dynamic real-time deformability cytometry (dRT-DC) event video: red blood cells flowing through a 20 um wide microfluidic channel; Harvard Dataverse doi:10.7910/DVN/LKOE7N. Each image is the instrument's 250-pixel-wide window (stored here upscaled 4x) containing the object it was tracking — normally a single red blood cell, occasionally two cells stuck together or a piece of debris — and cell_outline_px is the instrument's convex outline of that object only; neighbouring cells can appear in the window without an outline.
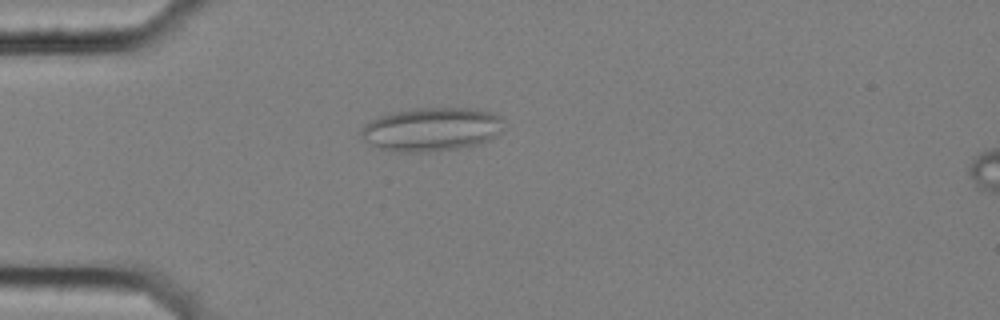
{"species": "common noctule bat (a hibernating species)", "species_latin": "Nyctalus noctula", "temperature_condition": "cold", "stored_images_in_passage": 57, "camera_frame_rate_fps": 3000, "um_per_image_px": 0.085, "animal": {"sex": "female", "body_mass_g": 25.1}, "frame": {"image": 1, "passage_image": 16, "time_ms": 5.0, "image_size_px": [1000, 320], "cell_outline_px": [[504, 132], [480, 144], [456, 148], [420, 152], [400, 152], [380, 148], [364, 140], [360, 136], [360, 128], [364, 124], [380, 116], [392, 112], [412, 108], [476, 108], [496, 112], [504, 120]], "centroid_in_image_um": [36.74, 10.97], "position_along_channel_um": 48.3, "area_um2": 36.7}}
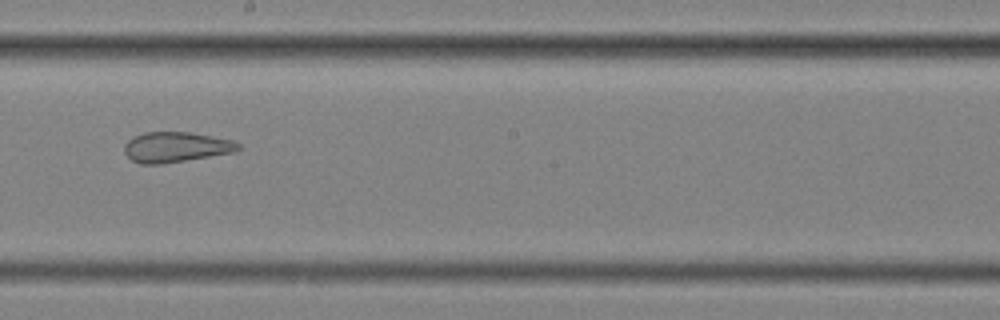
{"frame": {"image": 2, "passage_image": 33, "time_ms": 10.667, "image_size_px": [1000, 320], "cell_outline_px": [[244, 148], [236, 152], [160, 164], [140, 164], [132, 160], [124, 152], [124, 144], [132, 136], [144, 132], [188, 132], [232, 140], [240, 144]], "centroid_in_image_um": [14.95, 12.5], "position_along_channel_um": 233.2, "area_um2": 20.17}}
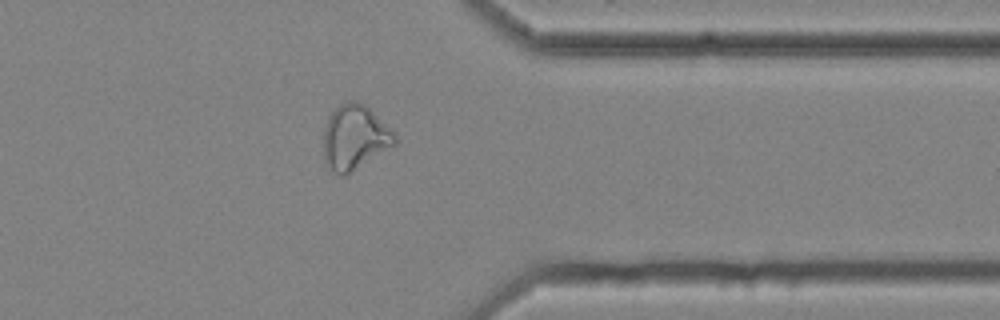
{"frame": {"image": 3, "passage_image": 46, "time_ms": 15.0, "image_size_px": [1000, 320], "cell_outline_px": [[396, 144], [344, 176], [340, 176], [332, 172], [324, 160], [324, 128], [328, 116], [340, 104], [348, 100], [356, 100], [364, 104], [392, 128], [396, 136]], "centroid_in_image_um": [30.14, 11.66], "position_along_channel_um": 381.3, "area_um2": 26.93}, "authors_computed_cell_mechanics": {"area_um2": 28.2642, "velocity_mm_per_s": 3.5539, "shape_relaxation_time_tau1_ms": null, "shape_relaxation_time_tau2_ms": 1.7887, "deformation_change_tau1": null, "deformation_change_tau2": 0.1015}}